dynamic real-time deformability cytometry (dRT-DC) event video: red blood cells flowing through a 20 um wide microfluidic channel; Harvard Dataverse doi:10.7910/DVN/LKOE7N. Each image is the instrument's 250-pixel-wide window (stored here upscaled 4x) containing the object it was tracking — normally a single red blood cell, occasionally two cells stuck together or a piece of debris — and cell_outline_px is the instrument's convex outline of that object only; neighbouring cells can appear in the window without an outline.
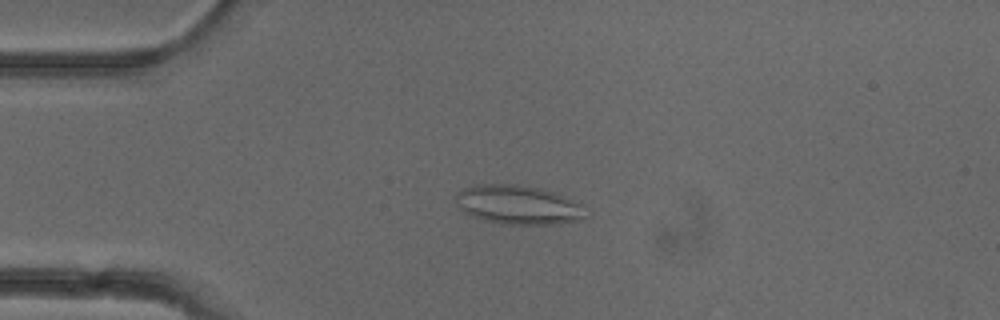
{"species": "common noctule bat (a hibernating species)", "species_latin": "Nyctalus noctula", "temperature_condition": "cold", "stored_images_in_passage": 43, "camera_frame_rate_fps": 3000, "um_per_image_px": 0.085, "animal": {"sex": "female"}, "frame": {"image": 1, "passage_image": 3, "time_ms": 0.667, "image_size_px": [1000, 320], "cell_outline_px": [[588, 216], [576, 220], [556, 224], [500, 224], [484, 220], [472, 216], [460, 208], [456, 204], [456, 196], [468, 184], [516, 184], [540, 188], [556, 192], [580, 204]], "centroid_in_image_um": [44.02, 17.4], "position_along_channel_um": 41.0, "area_um2": 29.54}}
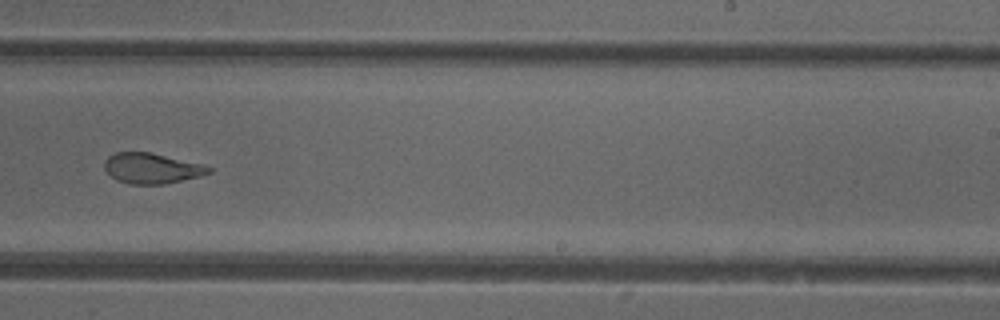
{"frame": {"image": 2, "passage_image": 23, "time_ms": 7.333, "image_size_px": [1000, 320], "cell_outline_px": [[212, 172], [200, 176], [164, 184], [132, 184], [116, 180], [104, 168], [104, 160], [108, 156], [116, 152], [152, 152], [204, 164], [212, 168]], "centroid_in_image_um": [12.92, 14.29], "position_along_channel_um": 276.1, "area_um2": 18.61}}
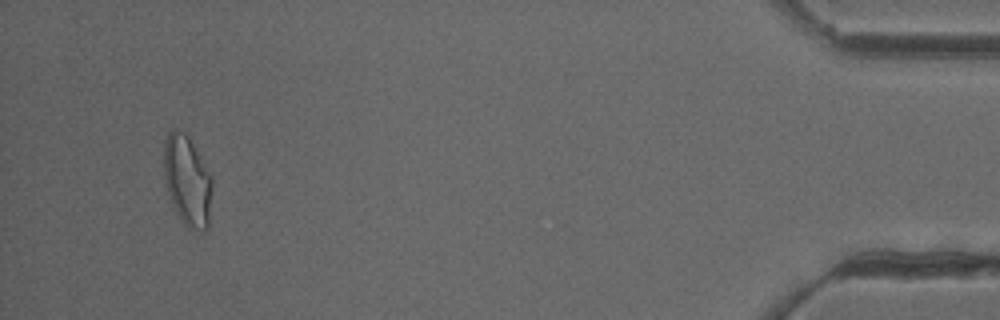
{"frame": {"image": 3, "passage_image": 40, "time_ms": 13.0, "image_size_px": [1000, 320], "cell_outline_px": [[212, 184], [208, 228], [204, 232], [200, 232], [188, 228], [180, 220], [172, 204], [168, 192], [164, 176], [164, 144], [168, 132], [172, 128], [176, 128], [188, 132], [212, 176]], "centroid_in_image_um": [15.93, 15.32], "position_along_channel_um": 419.3, "area_um2": 26.07}, "authors_computed_cell_mechanics": {"area_um2": 20.9814, "velocity_mm_per_s": 3.9182, "shape_relaxation_time_tau1_ms": null, "shape_relaxation_time_tau2_ms": 1.8788, "deformation_change_tau1": null, "deformation_change_tau2": 0.0716}}